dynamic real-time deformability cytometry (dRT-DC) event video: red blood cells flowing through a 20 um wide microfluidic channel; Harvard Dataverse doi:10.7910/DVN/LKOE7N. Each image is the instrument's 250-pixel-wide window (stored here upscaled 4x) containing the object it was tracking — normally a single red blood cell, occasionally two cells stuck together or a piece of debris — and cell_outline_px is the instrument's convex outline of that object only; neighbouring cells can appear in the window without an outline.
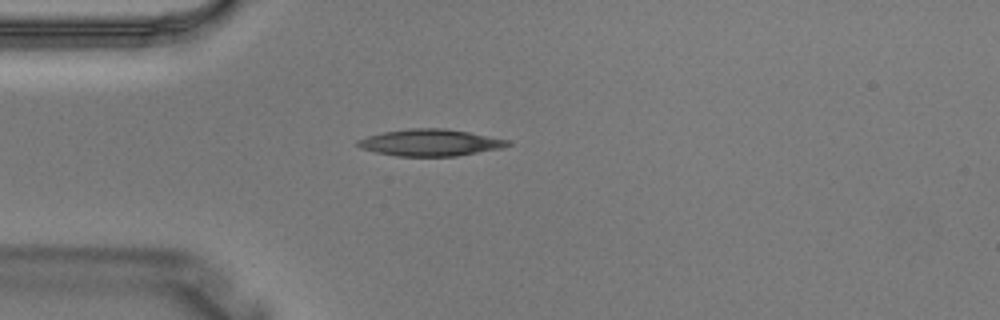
{"species": "Egyptian fruit bat (a non-hibernating species)", "species_latin": "Rousettus aegyptiacus", "temperature_condition": "warm", "stored_images_in_passage": 3, "camera_frame_rate_fps": 3000, "um_per_image_px": 0.085, "animal": {"sex": "male"}, "frame": {"image": 1, "passage_image": 3, "time_ms": 0.667, "image_size_px": [1000, 320], "cell_outline_px": [[512, 144], [504, 148], [456, 156], [396, 156], [376, 152], [360, 148], [356, 144], [356, 140], [380, 132], [408, 128], [444, 128], [468, 132], [508, 140]], "centroid_in_image_um": [36.55, 12.12], "position_along_channel_um": 48.5, "area_um2": 23.47}}